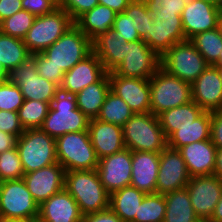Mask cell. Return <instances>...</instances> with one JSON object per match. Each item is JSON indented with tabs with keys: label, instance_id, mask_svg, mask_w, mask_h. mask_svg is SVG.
<instances>
[{
	"label": "cell",
	"instance_id": "9c48e42d",
	"mask_svg": "<svg viewBox=\"0 0 222 222\" xmlns=\"http://www.w3.org/2000/svg\"><path fill=\"white\" fill-rule=\"evenodd\" d=\"M160 66L171 75L192 84L209 66L190 40L175 43L160 57Z\"/></svg>",
	"mask_w": 222,
	"mask_h": 222
},
{
	"label": "cell",
	"instance_id": "e7e4bbea",
	"mask_svg": "<svg viewBox=\"0 0 222 222\" xmlns=\"http://www.w3.org/2000/svg\"><path fill=\"white\" fill-rule=\"evenodd\" d=\"M218 69V74H219V77L222 81V68H217Z\"/></svg>",
	"mask_w": 222,
	"mask_h": 222
},
{
	"label": "cell",
	"instance_id": "ffe728a7",
	"mask_svg": "<svg viewBox=\"0 0 222 222\" xmlns=\"http://www.w3.org/2000/svg\"><path fill=\"white\" fill-rule=\"evenodd\" d=\"M191 92L192 100L204 111L222 110V81L213 65L191 84Z\"/></svg>",
	"mask_w": 222,
	"mask_h": 222
},
{
	"label": "cell",
	"instance_id": "8d00e7d4",
	"mask_svg": "<svg viewBox=\"0 0 222 222\" xmlns=\"http://www.w3.org/2000/svg\"><path fill=\"white\" fill-rule=\"evenodd\" d=\"M166 210L164 194H146L132 222H163Z\"/></svg>",
	"mask_w": 222,
	"mask_h": 222
},
{
	"label": "cell",
	"instance_id": "d4e9b609",
	"mask_svg": "<svg viewBox=\"0 0 222 222\" xmlns=\"http://www.w3.org/2000/svg\"><path fill=\"white\" fill-rule=\"evenodd\" d=\"M185 40L181 16H175V18L162 19L161 21L153 20L144 41L161 57L175 43Z\"/></svg>",
	"mask_w": 222,
	"mask_h": 222
},
{
	"label": "cell",
	"instance_id": "6125c7cd",
	"mask_svg": "<svg viewBox=\"0 0 222 222\" xmlns=\"http://www.w3.org/2000/svg\"><path fill=\"white\" fill-rule=\"evenodd\" d=\"M56 8H59L60 0H49Z\"/></svg>",
	"mask_w": 222,
	"mask_h": 222
},
{
	"label": "cell",
	"instance_id": "db71d44e",
	"mask_svg": "<svg viewBox=\"0 0 222 222\" xmlns=\"http://www.w3.org/2000/svg\"><path fill=\"white\" fill-rule=\"evenodd\" d=\"M207 222H222V194L213 211L211 218Z\"/></svg>",
	"mask_w": 222,
	"mask_h": 222
},
{
	"label": "cell",
	"instance_id": "f6af8a7d",
	"mask_svg": "<svg viewBox=\"0 0 222 222\" xmlns=\"http://www.w3.org/2000/svg\"><path fill=\"white\" fill-rule=\"evenodd\" d=\"M98 4V0H60L59 7L64 9L75 22L81 15Z\"/></svg>",
	"mask_w": 222,
	"mask_h": 222
},
{
	"label": "cell",
	"instance_id": "9f6ffc18",
	"mask_svg": "<svg viewBox=\"0 0 222 222\" xmlns=\"http://www.w3.org/2000/svg\"><path fill=\"white\" fill-rule=\"evenodd\" d=\"M37 219H12V220H0V222H36Z\"/></svg>",
	"mask_w": 222,
	"mask_h": 222
},
{
	"label": "cell",
	"instance_id": "7c38bea8",
	"mask_svg": "<svg viewBox=\"0 0 222 222\" xmlns=\"http://www.w3.org/2000/svg\"><path fill=\"white\" fill-rule=\"evenodd\" d=\"M160 67V57L144 40L127 42L126 56L113 71L123 77L150 79Z\"/></svg>",
	"mask_w": 222,
	"mask_h": 222
},
{
	"label": "cell",
	"instance_id": "6f0895ef",
	"mask_svg": "<svg viewBox=\"0 0 222 222\" xmlns=\"http://www.w3.org/2000/svg\"><path fill=\"white\" fill-rule=\"evenodd\" d=\"M215 68H222V51L220 52L219 59L213 65Z\"/></svg>",
	"mask_w": 222,
	"mask_h": 222
},
{
	"label": "cell",
	"instance_id": "91938a15",
	"mask_svg": "<svg viewBox=\"0 0 222 222\" xmlns=\"http://www.w3.org/2000/svg\"><path fill=\"white\" fill-rule=\"evenodd\" d=\"M6 76H7V72L1 67V63H0V80L6 79Z\"/></svg>",
	"mask_w": 222,
	"mask_h": 222
},
{
	"label": "cell",
	"instance_id": "83f0119b",
	"mask_svg": "<svg viewBox=\"0 0 222 222\" xmlns=\"http://www.w3.org/2000/svg\"><path fill=\"white\" fill-rule=\"evenodd\" d=\"M110 90L109 73H106L98 82L88 85L75 95L77 108L88 119H96Z\"/></svg>",
	"mask_w": 222,
	"mask_h": 222
},
{
	"label": "cell",
	"instance_id": "cb8c5ba5",
	"mask_svg": "<svg viewBox=\"0 0 222 222\" xmlns=\"http://www.w3.org/2000/svg\"><path fill=\"white\" fill-rule=\"evenodd\" d=\"M39 222H82L77 202L64 188L39 206Z\"/></svg>",
	"mask_w": 222,
	"mask_h": 222
},
{
	"label": "cell",
	"instance_id": "52a82bcc",
	"mask_svg": "<svg viewBox=\"0 0 222 222\" xmlns=\"http://www.w3.org/2000/svg\"><path fill=\"white\" fill-rule=\"evenodd\" d=\"M74 24L64 9L56 8L49 14L36 16L23 42L31 54L40 53L56 42Z\"/></svg>",
	"mask_w": 222,
	"mask_h": 222
},
{
	"label": "cell",
	"instance_id": "7a4b0ae2",
	"mask_svg": "<svg viewBox=\"0 0 222 222\" xmlns=\"http://www.w3.org/2000/svg\"><path fill=\"white\" fill-rule=\"evenodd\" d=\"M89 121L77 108L75 95L59 90L40 129L57 139L66 133L88 131Z\"/></svg>",
	"mask_w": 222,
	"mask_h": 222
},
{
	"label": "cell",
	"instance_id": "ac0fdd59",
	"mask_svg": "<svg viewBox=\"0 0 222 222\" xmlns=\"http://www.w3.org/2000/svg\"><path fill=\"white\" fill-rule=\"evenodd\" d=\"M106 73L100 59L92 51L69 71L65 72L60 90L76 95L88 85L98 82Z\"/></svg>",
	"mask_w": 222,
	"mask_h": 222
},
{
	"label": "cell",
	"instance_id": "d6a6232c",
	"mask_svg": "<svg viewBox=\"0 0 222 222\" xmlns=\"http://www.w3.org/2000/svg\"><path fill=\"white\" fill-rule=\"evenodd\" d=\"M29 56H31V53L23 39L0 32V63L7 73L20 66Z\"/></svg>",
	"mask_w": 222,
	"mask_h": 222
},
{
	"label": "cell",
	"instance_id": "f907efd6",
	"mask_svg": "<svg viewBox=\"0 0 222 222\" xmlns=\"http://www.w3.org/2000/svg\"><path fill=\"white\" fill-rule=\"evenodd\" d=\"M22 9V0H0V22Z\"/></svg>",
	"mask_w": 222,
	"mask_h": 222
},
{
	"label": "cell",
	"instance_id": "44dd1931",
	"mask_svg": "<svg viewBox=\"0 0 222 222\" xmlns=\"http://www.w3.org/2000/svg\"><path fill=\"white\" fill-rule=\"evenodd\" d=\"M178 151L191 177L214 174L217 148L211 139L184 145Z\"/></svg>",
	"mask_w": 222,
	"mask_h": 222
},
{
	"label": "cell",
	"instance_id": "2e32d148",
	"mask_svg": "<svg viewBox=\"0 0 222 222\" xmlns=\"http://www.w3.org/2000/svg\"><path fill=\"white\" fill-rule=\"evenodd\" d=\"M34 201L41 205L52 195L64 189L65 169L57 162L22 177Z\"/></svg>",
	"mask_w": 222,
	"mask_h": 222
},
{
	"label": "cell",
	"instance_id": "e0dca14e",
	"mask_svg": "<svg viewBox=\"0 0 222 222\" xmlns=\"http://www.w3.org/2000/svg\"><path fill=\"white\" fill-rule=\"evenodd\" d=\"M111 91L123 99L134 113L150 112L149 79L123 77L109 73Z\"/></svg>",
	"mask_w": 222,
	"mask_h": 222
},
{
	"label": "cell",
	"instance_id": "be15d7a7",
	"mask_svg": "<svg viewBox=\"0 0 222 222\" xmlns=\"http://www.w3.org/2000/svg\"><path fill=\"white\" fill-rule=\"evenodd\" d=\"M201 1H204V2H207V3H210V4H213L216 6L218 0H201Z\"/></svg>",
	"mask_w": 222,
	"mask_h": 222
},
{
	"label": "cell",
	"instance_id": "ba28073f",
	"mask_svg": "<svg viewBox=\"0 0 222 222\" xmlns=\"http://www.w3.org/2000/svg\"><path fill=\"white\" fill-rule=\"evenodd\" d=\"M92 52V41L74 24L41 53L50 64L69 71Z\"/></svg>",
	"mask_w": 222,
	"mask_h": 222
},
{
	"label": "cell",
	"instance_id": "c3c4849f",
	"mask_svg": "<svg viewBox=\"0 0 222 222\" xmlns=\"http://www.w3.org/2000/svg\"><path fill=\"white\" fill-rule=\"evenodd\" d=\"M210 139L217 149H222V110L211 112Z\"/></svg>",
	"mask_w": 222,
	"mask_h": 222
},
{
	"label": "cell",
	"instance_id": "681fc988",
	"mask_svg": "<svg viewBox=\"0 0 222 222\" xmlns=\"http://www.w3.org/2000/svg\"><path fill=\"white\" fill-rule=\"evenodd\" d=\"M82 222H123L110 208L83 216Z\"/></svg>",
	"mask_w": 222,
	"mask_h": 222
},
{
	"label": "cell",
	"instance_id": "bcb514c9",
	"mask_svg": "<svg viewBox=\"0 0 222 222\" xmlns=\"http://www.w3.org/2000/svg\"><path fill=\"white\" fill-rule=\"evenodd\" d=\"M0 131L13 134L19 137L23 132L18 112L0 110Z\"/></svg>",
	"mask_w": 222,
	"mask_h": 222
},
{
	"label": "cell",
	"instance_id": "30bf717a",
	"mask_svg": "<svg viewBox=\"0 0 222 222\" xmlns=\"http://www.w3.org/2000/svg\"><path fill=\"white\" fill-rule=\"evenodd\" d=\"M39 206L23 180H6L0 186V220L38 219Z\"/></svg>",
	"mask_w": 222,
	"mask_h": 222
},
{
	"label": "cell",
	"instance_id": "6da1fadb",
	"mask_svg": "<svg viewBox=\"0 0 222 222\" xmlns=\"http://www.w3.org/2000/svg\"><path fill=\"white\" fill-rule=\"evenodd\" d=\"M64 188L77 202L83 216L109 208L110 194L96 170L65 171Z\"/></svg>",
	"mask_w": 222,
	"mask_h": 222
},
{
	"label": "cell",
	"instance_id": "f546056e",
	"mask_svg": "<svg viewBox=\"0 0 222 222\" xmlns=\"http://www.w3.org/2000/svg\"><path fill=\"white\" fill-rule=\"evenodd\" d=\"M146 193L129 185L110 194L109 208L123 221L132 222L138 216L139 205Z\"/></svg>",
	"mask_w": 222,
	"mask_h": 222
},
{
	"label": "cell",
	"instance_id": "11a10c76",
	"mask_svg": "<svg viewBox=\"0 0 222 222\" xmlns=\"http://www.w3.org/2000/svg\"><path fill=\"white\" fill-rule=\"evenodd\" d=\"M214 175L222 180V149H217Z\"/></svg>",
	"mask_w": 222,
	"mask_h": 222
},
{
	"label": "cell",
	"instance_id": "74e56055",
	"mask_svg": "<svg viewBox=\"0 0 222 222\" xmlns=\"http://www.w3.org/2000/svg\"><path fill=\"white\" fill-rule=\"evenodd\" d=\"M35 18V15L22 9L0 22V32L5 35L23 39L32 27Z\"/></svg>",
	"mask_w": 222,
	"mask_h": 222
},
{
	"label": "cell",
	"instance_id": "94428289",
	"mask_svg": "<svg viewBox=\"0 0 222 222\" xmlns=\"http://www.w3.org/2000/svg\"><path fill=\"white\" fill-rule=\"evenodd\" d=\"M216 8H217L219 14H222V0H218V2L216 4Z\"/></svg>",
	"mask_w": 222,
	"mask_h": 222
},
{
	"label": "cell",
	"instance_id": "ab89813d",
	"mask_svg": "<svg viewBox=\"0 0 222 222\" xmlns=\"http://www.w3.org/2000/svg\"><path fill=\"white\" fill-rule=\"evenodd\" d=\"M153 20H162L181 16L189 0H144Z\"/></svg>",
	"mask_w": 222,
	"mask_h": 222
},
{
	"label": "cell",
	"instance_id": "4dcf8cb0",
	"mask_svg": "<svg viewBox=\"0 0 222 222\" xmlns=\"http://www.w3.org/2000/svg\"><path fill=\"white\" fill-rule=\"evenodd\" d=\"M166 210L163 222H202L196 215L186 188L164 194Z\"/></svg>",
	"mask_w": 222,
	"mask_h": 222
},
{
	"label": "cell",
	"instance_id": "603a6c76",
	"mask_svg": "<svg viewBox=\"0 0 222 222\" xmlns=\"http://www.w3.org/2000/svg\"><path fill=\"white\" fill-rule=\"evenodd\" d=\"M160 153L132 151L130 185L146 194L156 193Z\"/></svg>",
	"mask_w": 222,
	"mask_h": 222
},
{
	"label": "cell",
	"instance_id": "4fadbf2b",
	"mask_svg": "<svg viewBox=\"0 0 222 222\" xmlns=\"http://www.w3.org/2000/svg\"><path fill=\"white\" fill-rule=\"evenodd\" d=\"M191 205L202 222H207L220 200L222 194V180L217 176H193L187 183Z\"/></svg>",
	"mask_w": 222,
	"mask_h": 222
},
{
	"label": "cell",
	"instance_id": "f5cc1de1",
	"mask_svg": "<svg viewBox=\"0 0 222 222\" xmlns=\"http://www.w3.org/2000/svg\"><path fill=\"white\" fill-rule=\"evenodd\" d=\"M132 0H98L100 5H104L117 13L123 12Z\"/></svg>",
	"mask_w": 222,
	"mask_h": 222
},
{
	"label": "cell",
	"instance_id": "b9f144b4",
	"mask_svg": "<svg viewBox=\"0 0 222 222\" xmlns=\"http://www.w3.org/2000/svg\"><path fill=\"white\" fill-rule=\"evenodd\" d=\"M23 101V95L18 86L7 79L0 80V110L17 112Z\"/></svg>",
	"mask_w": 222,
	"mask_h": 222
},
{
	"label": "cell",
	"instance_id": "3957f363",
	"mask_svg": "<svg viewBox=\"0 0 222 222\" xmlns=\"http://www.w3.org/2000/svg\"><path fill=\"white\" fill-rule=\"evenodd\" d=\"M122 128L125 147L131 151L160 153L167 147L159 118L151 112L135 113Z\"/></svg>",
	"mask_w": 222,
	"mask_h": 222
},
{
	"label": "cell",
	"instance_id": "1f68e13d",
	"mask_svg": "<svg viewBox=\"0 0 222 222\" xmlns=\"http://www.w3.org/2000/svg\"><path fill=\"white\" fill-rule=\"evenodd\" d=\"M204 110L193 100L187 104L168 109L158 115L160 126L168 138L174 131L179 129V125L191 124Z\"/></svg>",
	"mask_w": 222,
	"mask_h": 222
},
{
	"label": "cell",
	"instance_id": "e575fe53",
	"mask_svg": "<svg viewBox=\"0 0 222 222\" xmlns=\"http://www.w3.org/2000/svg\"><path fill=\"white\" fill-rule=\"evenodd\" d=\"M209 65H214L222 51V36L218 28L196 34L190 39Z\"/></svg>",
	"mask_w": 222,
	"mask_h": 222
},
{
	"label": "cell",
	"instance_id": "7bdbcfd3",
	"mask_svg": "<svg viewBox=\"0 0 222 222\" xmlns=\"http://www.w3.org/2000/svg\"><path fill=\"white\" fill-rule=\"evenodd\" d=\"M31 55L36 59L38 75L55 83L60 88L65 72L61 68L50 64L49 60L41 52Z\"/></svg>",
	"mask_w": 222,
	"mask_h": 222
},
{
	"label": "cell",
	"instance_id": "d590c367",
	"mask_svg": "<svg viewBox=\"0 0 222 222\" xmlns=\"http://www.w3.org/2000/svg\"><path fill=\"white\" fill-rule=\"evenodd\" d=\"M50 104L39 100H24L19 108L18 117L25 129L40 128L48 114Z\"/></svg>",
	"mask_w": 222,
	"mask_h": 222
},
{
	"label": "cell",
	"instance_id": "816d5d0a",
	"mask_svg": "<svg viewBox=\"0 0 222 222\" xmlns=\"http://www.w3.org/2000/svg\"><path fill=\"white\" fill-rule=\"evenodd\" d=\"M17 139L18 137L13 134L0 131V154L16 148Z\"/></svg>",
	"mask_w": 222,
	"mask_h": 222
},
{
	"label": "cell",
	"instance_id": "836d02e7",
	"mask_svg": "<svg viewBox=\"0 0 222 222\" xmlns=\"http://www.w3.org/2000/svg\"><path fill=\"white\" fill-rule=\"evenodd\" d=\"M134 114L129 105L110 90L96 119L123 127Z\"/></svg>",
	"mask_w": 222,
	"mask_h": 222
},
{
	"label": "cell",
	"instance_id": "484cf974",
	"mask_svg": "<svg viewBox=\"0 0 222 222\" xmlns=\"http://www.w3.org/2000/svg\"><path fill=\"white\" fill-rule=\"evenodd\" d=\"M127 40L116 36L113 28L92 41V51L100 59L107 73L113 72L124 60Z\"/></svg>",
	"mask_w": 222,
	"mask_h": 222
},
{
	"label": "cell",
	"instance_id": "7dc6e473",
	"mask_svg": "<svg viewBox=\"0 0 222 222\" xmlns=\"http://www.w3.org/2000/svg\"><path fill=\"white\" fill-rule=\"evenodd\" d=\"M22 7L35 16L49 14L56 9L49 0H22Z\"/></svg>",
	"mask_w": 222,
	"mask_h": 222
},
{
	"label": "cell",
	"instance_id": "d6986e66",
	"mask_svg": "<svg viewBox=\"0 0 222 222\" xmlns=\"http://www.w3.org/2000/svg\"><path fill=\"white\" fill-rule=\"evenodd\" d=\"M219 15L215 5L201 0H189L181 14L186 40L217 28Z\"/></svg>",
	"mask_w": 222,
	"mask_h": 222
},
{
	"label": "cell",
	"instance_id": "8992f818",
	"mask_svg": "<svg viewBox=\"0 0 222 222\" xmlns=\"http://www.w3.org/2000/svg\"><path fill=\"white\" fill-rule=\"evenodd\" d=\"M56 157L65 171L96 170L99 161L88 131L70 132L58 137Z\"/></svg>",
	"mask_w": 222,
	"mask_h": 222
},
{
	"label": "cell",
	"instance_id": "8fae6325",
	"mask_svg": "<svg viewBox=\"0 0 222 222\" xmlns=\"http://www.w3.org/2000/svg\"><path fill=\"white\" fill-rule=\"evenodd\" d=\"M6 79L21 90L24 100H39L51 105L60 88L37 72L36 59L31 55L20 66L11 69Z\"/></svg>",
	"mask_w": 222,
	"mask_h": 222
},
{
	"label": "cell",
	"instance_id": "f1b7e54d",
	"mask_svg": "<svg viewBox=\"0 0 222 222\" xmlns=\"http://www.w3.org/2000/svg\"><path fill=\"white\" fill-rule=\"evenodd\" d=\"M117 12L104 5H96L91 10L81 15L74 23L93 41L99 35L111 29Z\"/></svg>",
	"mask_w": 222,
	"mask_h": 222
},
{
	"label": "cell",
	"instance_id": "5bb4252c",
	"mask_svg": "<svg viewBox=\"0 0 222 222\" xmlns=\"http://www.w3.org/2000/svg\"><path fill=\"white\" fill-rule=\"evenodd\" d=\"M191 176L178 150L166 147L160 152L156 193L165 194L186 188Z\"/></svg>",
	"mask_w": 222,
	"mask_h": 222
},
{
	"label": "cell",
	"instance_id": "277c9868",
	"mask_svg": "<svg viewBox=\"0 0 222 222\" xmlns=\"http://www.w3.org/2000/svg\"><path fill=\"white\" fill-rule=\"evenodd\" d=\"M150 112L158 116L165 110L172 109L192 101L191 84L171 75L161 66L149 79Z\"/></svg>",
	"mask_w": 222,
	"mask_h": 222
},
{
	"label": "cell",
	"instance_id": "4316f807",
	"mask_svg": "<svg viewBox=\"0 0 222 222\" xmlns=\"http://www.w3.org/2000/svg\"><path fill=\"white\" fill-rule=\"evenodd\" d=\"M211 112L204 111L191 124L179 125L167 138V147L178 150L180 147L196 142L210 139Z\"/></svg>",
	"mask_w": 222,
	"mask_h": 222
},
{
	"label": "cell",
	"instance_id": "5b68a950",
	"mask_svg": "<svg viewBox=\"0 0 222 222\" xmlns=\"http://www.w3.org/2000/svg\"><path fill=\"white\" fill-rule=\"evenodd\" d=\"M16 148L25 174L58 162L56 139L40 128L25 129L17 139Z\"/></svg>",
	"mask_w": 222,
	"mask_h": 222
},
{
	"label": "cell",
	"instance_id": "ee69618b",
	"mask_svg": "<svg viewBox=\"0 0 222 222\" xmlns=\"http://www.w3.org/2000/svg\"><path fill=\"white\" fill-rule=\"evenodd\" d=\"M134 21L140 39L145 40L148 36L150 25L153 23V14L148 11L144 0H134Z\"/></svg>",
	"mask_w": 222,
	"mask_h": 222
},
{
	"label": "cell",
	"instance_id": "7402d4cb",
	"mask_svg": "<svg viewBox=\"0 0 222 222\" xmlns=\"http://www.w3.org/2000/svg\"><path fill=\"white\" fill-rule=\"evenodd\" d=\"M88 133L98 159L124 150L123 128L98 119L89 121Z\"/></svg>",
	"mask_w": 222,
	"mask_h": 222
},
{
	"label": "cell",
	"instance_id": "60d3db41",
	"mask_svg": "<svg viewBox=\"0 0 222 222\" xmlns=\"http://www.w3.org/2000/svg\"><path fill=\"white\" fill-rule=\"evenodd\" d=\"M24 170L17 148L0 154V180H16L24 176Z\"/></svg>",
	"mask_w": 222,
	"mask_h": 222
},
{
	"label": "cell",
	"instance_id": "9a60e30c",
	"mask_svg": "<svg viewBox=\"0 0 222 222\" xmlns=\"http://www.w3.org/2000/svg\"><path fill=\"white\" fill-rule=\"evenodd\" d=\"M131 165L132 151L127 148L99 159L96 171L109 194L130 185Z\"/></svg>",
	"mask_w": 222,
	"mask_h": 222
},
{
	"label": "cell",
	"instance_id": "f35d334b",
	"mask_svg": "<svg viewBox=\"0 0 222 222\" xmlns=\"http://www.w3.org/2000/svg\"><path fill=\"white\" fill-rule=\"evenodd\" d=\"M112 28L115 30L117 37L128 42L141 40L134 21V0L129 3L123 12L117 13Z\"/></svg>",
	"mask_w": 222,
	"mask_h": 222
},
{
	"label": "cell",
	"instance_id": "680465c9",
	"mask_svg": "<svg viewBox=\"0 0 222 222\" xmlns=\"http://www.w3.org/2000/svg\"><path fill=\"white\" fill-rule=\"evenodd\" d=\"M217 28L220 32V35L222 36V14L219 15Z\"/></svg>",
	"mask_w": 222,
	"mask_h": 222
}]
</instances>
